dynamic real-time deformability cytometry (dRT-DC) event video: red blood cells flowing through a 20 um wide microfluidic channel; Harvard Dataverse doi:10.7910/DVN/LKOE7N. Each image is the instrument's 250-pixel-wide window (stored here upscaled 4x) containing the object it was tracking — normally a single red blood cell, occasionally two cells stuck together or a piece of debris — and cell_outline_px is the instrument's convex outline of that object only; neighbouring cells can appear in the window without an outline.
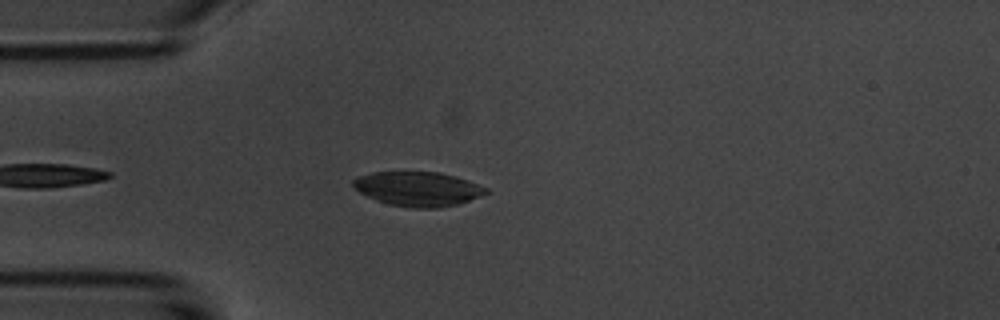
{"species": "common noctule bat (a hibernating species)", "species_latin": "Nyctalus noctula", "temperature_condition": "room temperature", "stored_images_in_passage": 4, "camera_frame_rate_fps": 3000, "um_per_image_px": 0.085, "animal": {"sex": "male", "body_mass_g": 20.1, "forearm_length_mm": 53.5}, "frame": {"image": 1, "passage_image": 3, "time_ms": 2.333, "image_size_px": [1000, 320], "cell_outline_px": [[488, 192], [480, 196], [456, 204], [436, 208], [412, 208], [388, 204], [376, 200], [360, 192], [352, 184], [352, 180], [360, 176], [372, 172], [440, 172], [456, 176], [468, 180], [488, 188]], "centroid_in_image_um": [35.53, 16.05], "position_along_channel_um": 49.5, "area_um2": 26.47}}